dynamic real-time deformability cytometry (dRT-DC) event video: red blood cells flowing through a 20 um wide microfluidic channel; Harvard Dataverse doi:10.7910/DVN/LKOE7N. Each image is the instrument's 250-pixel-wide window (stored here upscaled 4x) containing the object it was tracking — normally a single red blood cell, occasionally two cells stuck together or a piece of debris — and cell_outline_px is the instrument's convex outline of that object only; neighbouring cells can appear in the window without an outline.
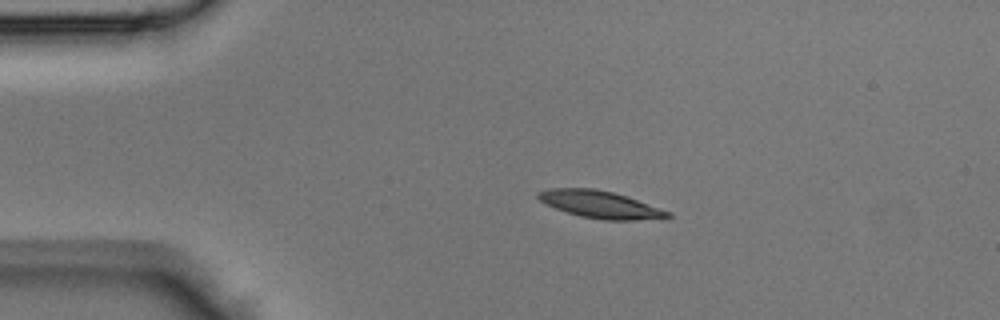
{"species": "Egyptian fruit bat (a non-hibernating species)", "species_latin": "Rousettus aegyptiacus", "temperature_condition": "room temperature", "stored_images_in_passage": 36, "camera_frame_rate_fps": 3000, "um_per_image_px": 0.085, "animal": {"sex": "male"}, "frame": {"image": 1, "passage_image": 1, "time_ms": 0.0, "image_size_px": [1000, 320], "cell_outline_px": [[672, 216], [668, 220], [604, 220], [580, 216], [556, 208], [540, 200], [536, 196], [536, 192], [548, 188], [592, 188], [612, 192], [672, 212]], "centroid_in_image_um": [51.08, 17.4], "position_along_channel_um": 33.9, "area_um2": 20.63}}
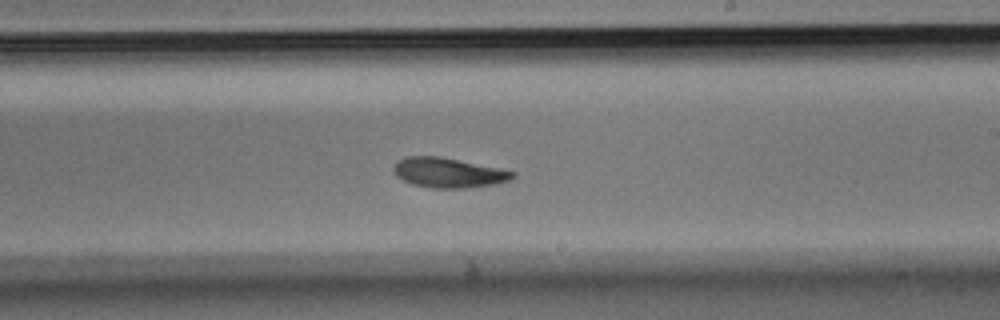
{"frame": {"image": 2, "passage_image": 18, "time_ms": 5.667, "image_size_px": [1000, 320], "cell_outline_px": [[516, 176], [508, 180], [496, 184], [468, 188], [432, 188], [412, 184], [396, 176], [392, 168], [400, 160], [408, 156], [440, 156], [500, 168], [516, 172]], "centroid_in_image_um": [38.14, 14.68], "position_along_channel_um": 250.9, "area_um2": 20.69}}
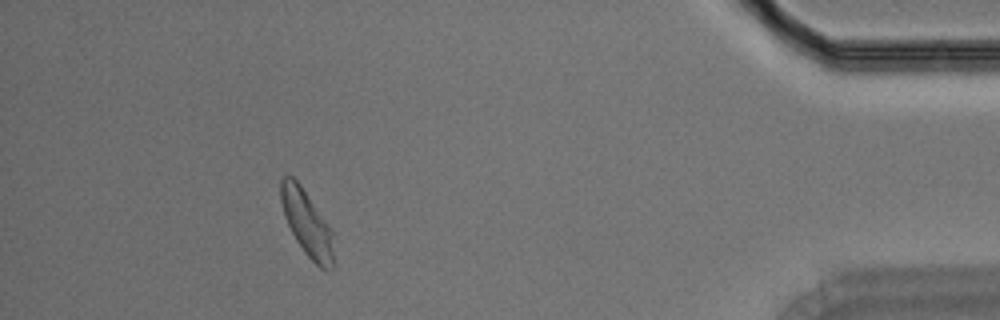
{"frame": {"image": 3, "passage_image": 32, "time_ms": 10.333, "image_size_px": [1000, 320], "cell_outline_px": [[332, 268], [320, 268], [304, 252], [296, 240], [284, 216], [280, 200], [280, 180], [284, 176], [292, 176], [300, 184], [328, 224], [332, 232]], "centroid_in_image_um": [26.04, 18.93], "position_along_channel_um": 409.2, "area_um2": 19.71}}